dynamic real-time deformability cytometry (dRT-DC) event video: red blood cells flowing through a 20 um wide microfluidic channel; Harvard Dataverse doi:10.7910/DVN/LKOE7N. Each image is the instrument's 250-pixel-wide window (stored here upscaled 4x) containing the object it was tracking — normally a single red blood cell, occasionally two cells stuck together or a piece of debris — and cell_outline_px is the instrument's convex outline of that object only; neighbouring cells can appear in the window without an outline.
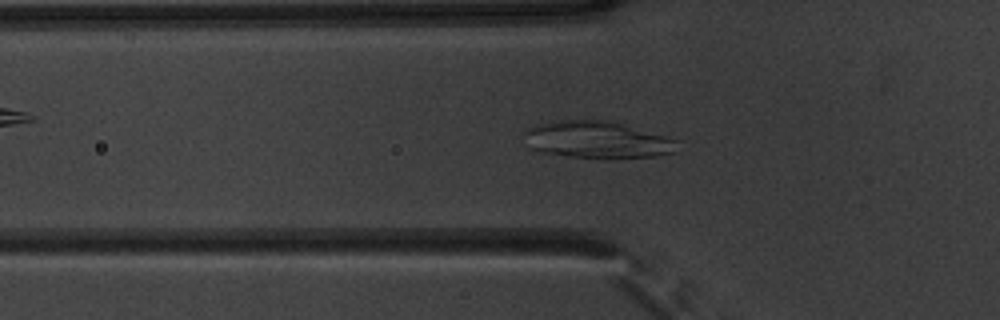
{"species": "common noctule bat (a hibernating species)", "species_latin": "Nyctalus noctula", "temperature_condition": "warm", "stored_images_in_passage": 51, "segment_of_instrument_passage": [1, 2], "camera_frame_rate_fps": 3000, "um_per_image_px": 0.085, "animal": {"sex": "male", "body_mass_g": 20.1, "forearm_length_mm": 53.5}, "frame": {"image": 1, "passage_image": 18, "time_ms": 5.667, "image_size_px": [1000, 320], "cell_outline_px": [[680, 140], [672, 152], [652, 156], [612, 160], [600, 160], [540, 152], [528, 148], [524, 144], [524, 128], [536, 124], [552, 120], [612, 120]], "centroid_in_image_um": [50.69, 11.89], "position_along_channel_um": 75.1, "area_um2": 34.16}}
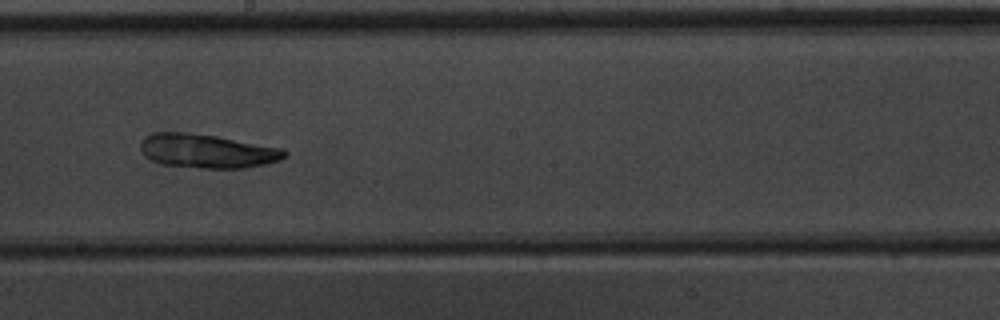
{"frame": {"image": 2, "passage_image": 30, "time_ms": 9.667, "image_size_px": [1000, 320], "cell_outline_px": [[288, 156], [280, 160], [264, 164], [244, 168], [200, 168], [164, 164], [152, 160], [144, 156], [140, 148], [140, 144], [144, 136], [152, 132], [184, 132], [216, 136], [284, 148], [288, 152]], "centroid_in_image_um": [17.62, 12.83], "position_along_channel_um": 230.6, "area_um2": 28.61}}
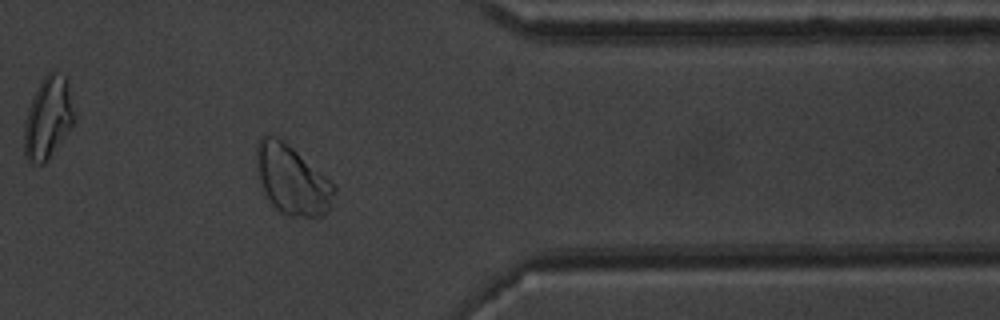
{"frame": {"image": 3, "passage_image": 43, "time_ms": 14.0, "image_size_px": [1000, 320], "cell_outline_px": [[336, 192], [328, 208], [320, 216], [288, 216], [280, 212], [268, 200], [256, 176], [256, 148], [260, 140], [264, 136], [276, 136], [292, 148], [336, 184]], "centroid_in_image_um": [24.8, 15.3], "position_along_channel_um": 386.6, "area_um2": 31.15}}